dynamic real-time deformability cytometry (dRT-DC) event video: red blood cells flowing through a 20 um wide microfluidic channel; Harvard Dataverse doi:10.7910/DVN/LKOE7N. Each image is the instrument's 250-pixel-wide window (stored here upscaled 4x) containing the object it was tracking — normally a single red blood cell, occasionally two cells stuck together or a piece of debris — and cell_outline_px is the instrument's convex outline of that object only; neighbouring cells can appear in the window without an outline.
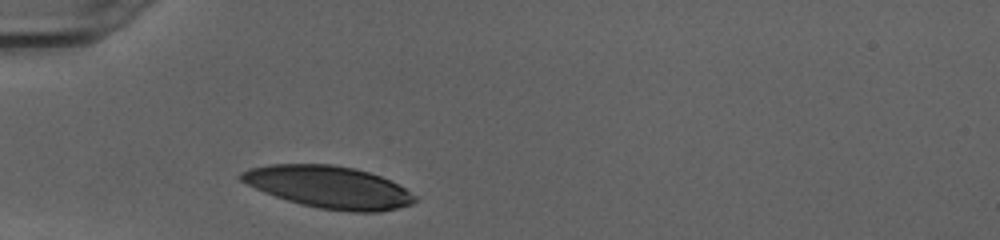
{"species": "human", "species_latin": "Homo sapiens", "temperature_condition": "cold", "stored_images_in_passage": 32, "camera_frame_rate_fps": 3000, "um_per_image_px": 0.085, "donor": {"sex": "female"}, "frame": {"image": 1, "passage_image": 1, "time_ms": 0.0, "image_size_px": [1000, 240], "cell_outline_px": [[416, 200], [412, 204], [380, 212], [348, 212], [320, 208], [300, 204], [264, 192], [240, 180], [236, 176], [240, 172], [252, 168], [268, 164], [332, 164], [352, 168], [368, 172], [380, 176], [404, 188], [416, 196]], "centroid_in_image_um": [27.93, 15.9], "position_along_channel_um": 57.1, "area_um2": 42.37}}
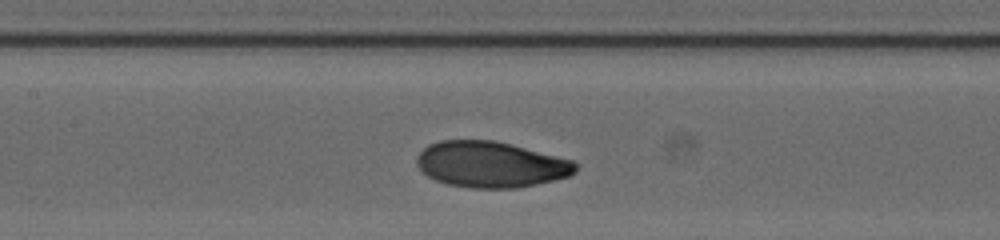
{"frame": {"image": 2, "passage_image": 10, "time_ms": 3.0, "image_size_px": [1000, 240], "cell_outline_px": [[580, 164], [576, 172], [572, 176], [536, 184], [516, 188], [468, 188], [448, 184], [436, 180], [428, 176], [416, 164], [416, 156], [428, 144], [440, 140], [492, 140], [576, 160]], "centroid_in_image_um": [41.76, 13.98], "position_along_channel_um": 165.6, "area_um2": 42.83}}
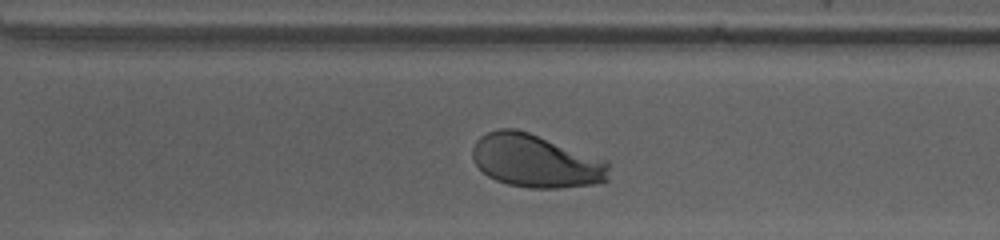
{"frame": {"image": 3, "passage_image": 22, "time_ms": 7.0, "image_size_px": [1000, 240], "cell_outline_px": [[608, 180], [604, 184], [560, 188], [528, 188], [508, 184], [496, 180], [488, 176], [476, 164], [472, 156], [472, 148], [476, 140], [480, 136], [488, 132], [500, 128], [512, 128], [528, 132], [608, 160]], "centroid_in_image_um": [45.58, 13.7], "position_along_channel_um": 325.0, "area_um2": 42.48}, "authors_computed_cell_mechanics": {"area_um2": 42.4252, "velocity_mm_per_s": 4.006, "shape_relaxation_time_tau1_ms": 2.8578, "shape_relaxation_time_tau2_ms": 0.9055, "deformation_change_tau1": 0.1544, "deformation_change_tau2": 0.0509}}